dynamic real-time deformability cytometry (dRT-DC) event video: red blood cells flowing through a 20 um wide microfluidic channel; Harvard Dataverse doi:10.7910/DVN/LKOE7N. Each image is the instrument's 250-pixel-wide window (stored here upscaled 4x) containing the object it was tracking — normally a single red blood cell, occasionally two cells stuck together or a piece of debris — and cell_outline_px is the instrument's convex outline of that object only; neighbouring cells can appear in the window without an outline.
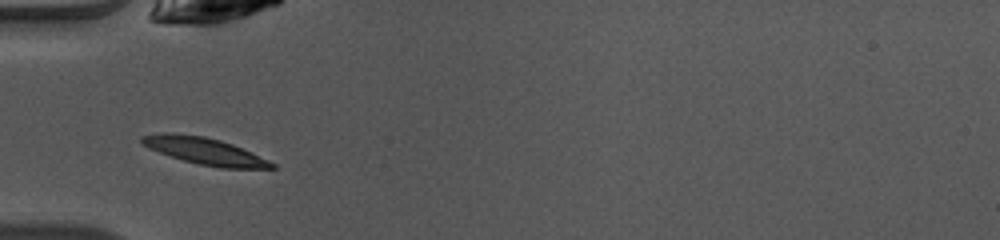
{"species": "common noctule bat (a hibernating species)", "species_latin": "Nyctalus noctula", "temperature_condition": "warm", "stored_images_in_passage": 34, "camera_frame_rate_fps": 3000, "um_per_image_px": 0.085, "animal": {"sex": "female", "body_mass_g": 10.0, "forearm_length_mm": 53.1}, "frame": {"image": 1, "passage_image": 1, "time_ms": 0.0, "image_size_px": [1000, 240], "cell_outline_px": [[276, 168], [220, 168], [200, 164], [184, 160], [148, 148], [140, 140], [140, 136], [164, 132], [172, 132], [204, 136], [220, 140], [232, 144], [268, 160], [276, 164]], "centroid_in_image_um": [17.38, 12.82], "position_along_channel_um": 67.6, "area_um2": 20.06}}
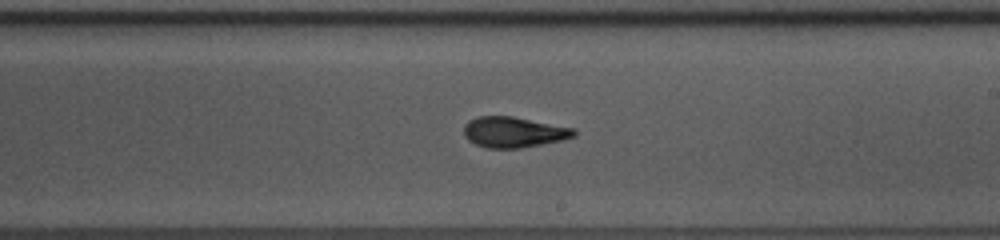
{"frame": {"image": 2, "passage_image": 14, "time_ms": 4.333, "image_size_px": [1000, 240], "cell_outline_px": [[576, 136], [560, 140], [520, 148], [488, 148], [476, 144], [468, 140], [464, 136], [464, 124], [468, 120], [476, 116], [512, 116], [576, 128]], "centroid_in_image_um": [43.65, 11.22], "position_along_channel_um": 245.4, "area_um2": 19.71}}
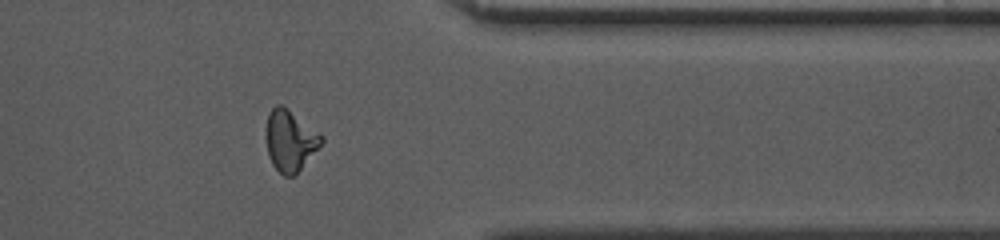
{"frame": {"image": 3, "passage_image": 25, "time_ms": 8.0, "image_size_px": [1000, 240], "cell_outline_px": [[324, 140], [300, 168], [292, 176], [284, 176], [272, 164], [268, 156], [264, 136], [264, 132], [268, 112], [276, 104], [280, 104], [320, 132], [324, 136]], "centroid_in_image_um": [24.6, 11.91], "position_along_channel_um": 386.8, "area_um2": 19.65}, "authors_computed_cell_mechanics": {"area_um2": 19.4786, "velocity_mm_per_s": 4.1117, "shape_relaxation_time_tau1_ms": 4.9087, "shape_relaxation_time_tau2_ms": 1.3112, "deformation_change_tau1": 0.1915, "deformation_change_tau2": 0.0855}}